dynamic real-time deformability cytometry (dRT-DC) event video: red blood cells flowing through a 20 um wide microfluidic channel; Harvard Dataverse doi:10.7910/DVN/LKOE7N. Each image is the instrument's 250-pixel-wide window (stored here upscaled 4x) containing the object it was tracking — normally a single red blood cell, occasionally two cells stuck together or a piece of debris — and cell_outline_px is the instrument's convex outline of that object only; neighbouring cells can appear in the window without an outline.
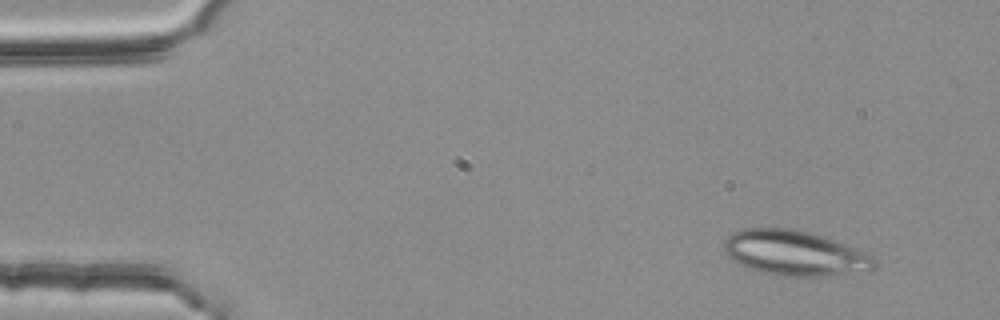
{"species": "common noctule bat (a hibernating species)", "species_latin": "Nyctalus noctula", "temperature_condition": "room temperature", "stored_images_in_passage": 48, "camera_frame_rate_fps": 3000, "um_per_image_px": 0.085, "animal": {"sex": "female", "body_mass_g": 25.1}, "frame": {"image": 1, "passage_image": 1, "time_ms": 0.0, "image_size_px": [1000, 320], "cell_outline_px": [[876, 268], [872, 272], [824, 276], [780, 276], [760, 272], [748, 268], [732, 260], [724, 252], [724, 240], [732, 232], [744, 228], [792, 228], [824, 236], [836, 240], [856, 248], [872, 256], [876, 260]], "centroid_in_image_um": [67.59, 21.52], "position_along_channel_um": 17.4, "area_um2": 40.11}}
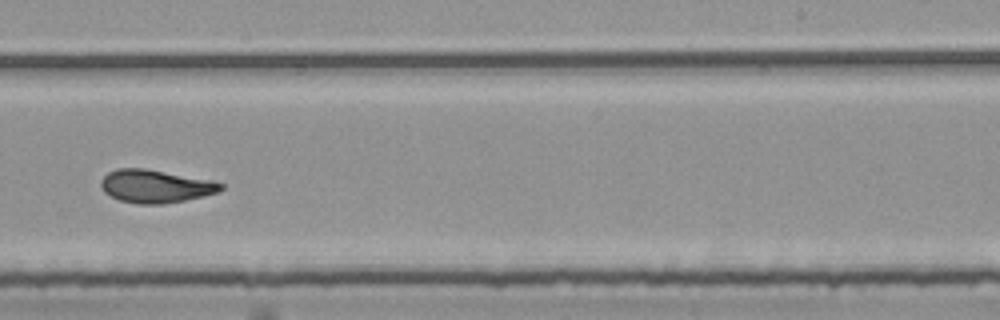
{"frame": {"image": 2, "passage_image": 30, "time_ms": 9.667, "image_size_px": [1000, 320], "cell_outline_px": [[224, 188], [220, 192], [204, 196], [184, 200], [160, 204], [136, 204], [120, 200], [104, 192], [100, 184], [100, 180], [108, 172], [116, 168], [144, 168], [224, 184]], "centroid_in_image_um": [13.16, 15.84], "position_along_channel_um": 275.8, "area_um2": 22.66}}
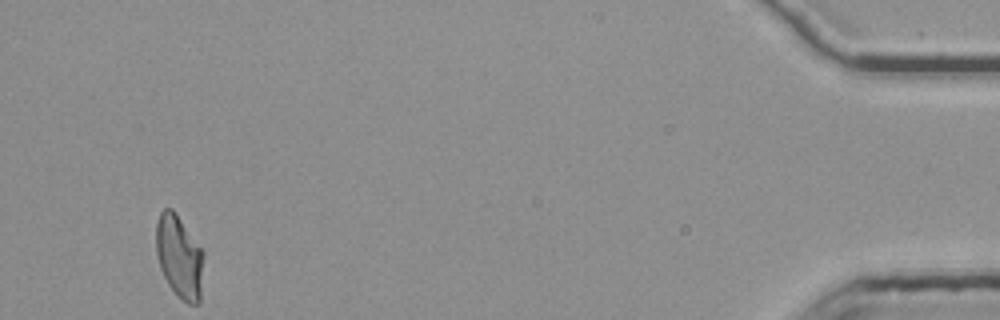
{"frame": {"image": 3, "passage_image": 48, "time_ms": 15.667, "image_size_px": [1000, 320], "cell_outline_px": [[204, 256], [200, 304], [188, 304], [176, 296], [168, 284], [160, 268], [156, 252], [156, 224], [160, 212], [164, 208], [172, 208], [176, 212], [204, 252]], "centroid_in_image_um": [15.25, 21.84], "position_along_channel_um": 420.0, "area_um2": 23.29}, "authors_computed_cell_mechanics": {"area_um2": 22.9466, "velocity_mm_per_s": 3.7574, "shape_relaxation_time_tau1_ms": null, "shape_relaxation_time_tau2_ms": 2.3251, "deformation_change_tau1": null, "deformation_change_tau2": 0.0909}}